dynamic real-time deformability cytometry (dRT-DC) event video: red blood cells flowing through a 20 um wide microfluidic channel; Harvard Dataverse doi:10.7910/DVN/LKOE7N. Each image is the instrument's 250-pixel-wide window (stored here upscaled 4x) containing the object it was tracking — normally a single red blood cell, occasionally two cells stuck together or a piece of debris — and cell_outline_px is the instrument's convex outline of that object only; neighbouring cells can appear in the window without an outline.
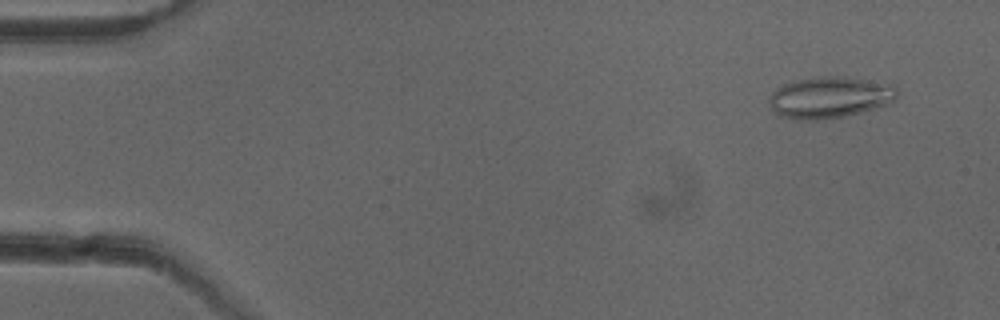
{"species": "common noctule bat (a hibernating species)", "species_latin": "Nyctalus noctula", "temperature_condition": "cold", "stored_images_in_passage": 52, "camera_frame_rate_fps": 3000, "um_per_image_px": 0.085, "animal": {"sex": "female"}, "frame": {"image": 1, "passage_image": 4, "time_ms": 1.0, "image_size_px": [1000, 320], "cell_outline_px": [[896, 96], [892, 100], [884, 104], [872, 108], [844, 116], [816, 120], [792, 120], [776, 116], [768, 100], [772, 92], [776, 88], [792, 80], [824, 76], [844, 76], [892, 84], [896, 88]], "centroid_in_image_um": [70.42, 8.27], "position_along_channel_um": 14.6, "area_um2": 30.81}}
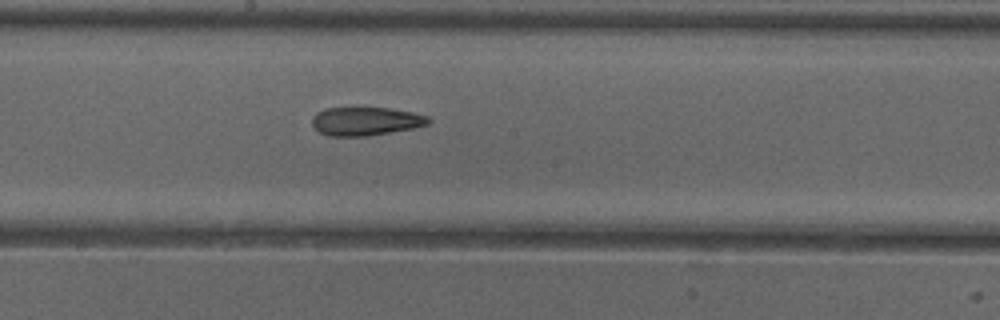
{"frame": {"image": 2, "passage_image": 28, "time_ms": 9.0, "image_size_px": [1000, 320], "cell_outline_px": [[432, 120], [428, 124], [412, 128], [368, 136], [328, 136], [320, 132], [312, 124], [312, 116], [316, 112], [324, 108], [388, 108], [412, 112], [428, 116]], "centroid_in_image_um": [31.07, 10.3], "position_along_channel_um": 217.1, "area_um2": 19.25}}
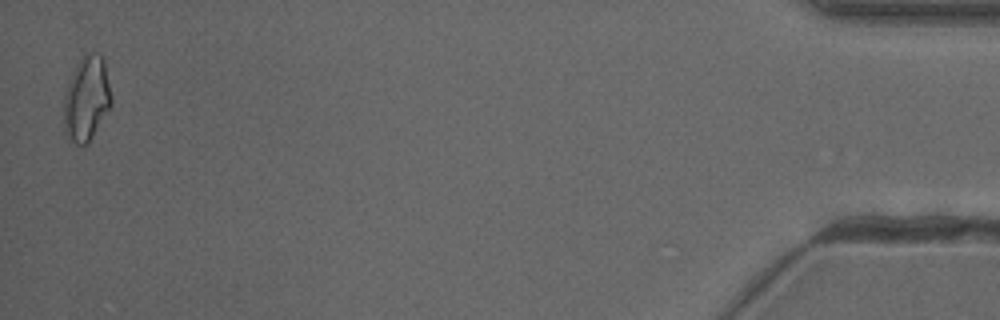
{"frame": {"image": 3, "passage_image": 51, "time_ms": 16.667, "image_size_px": [1000, 320], "cell_outline_px": [[112, 104], [88, 144], [80, 148], [64, 132], [64, 96], [76, 68], [80, 60], [88, 52], [100, 52], [104, 60], [112, 96]], "centroid_in_image_um": [7.39, 8.43], "position_along_channel_um": 427.8, "area_um2": 23.29}, "authors_computed_cell_mechanics": {"area_um2": 21.1548, "velocity_mm_per_s": 3.9796, "shape_relaxation_time_tau1_ms": null, "shape_relaxation_time_tau2_ms": 4.5117, "deformation_change_tau1": null, "deformation_change_tau2": 0.1352}}